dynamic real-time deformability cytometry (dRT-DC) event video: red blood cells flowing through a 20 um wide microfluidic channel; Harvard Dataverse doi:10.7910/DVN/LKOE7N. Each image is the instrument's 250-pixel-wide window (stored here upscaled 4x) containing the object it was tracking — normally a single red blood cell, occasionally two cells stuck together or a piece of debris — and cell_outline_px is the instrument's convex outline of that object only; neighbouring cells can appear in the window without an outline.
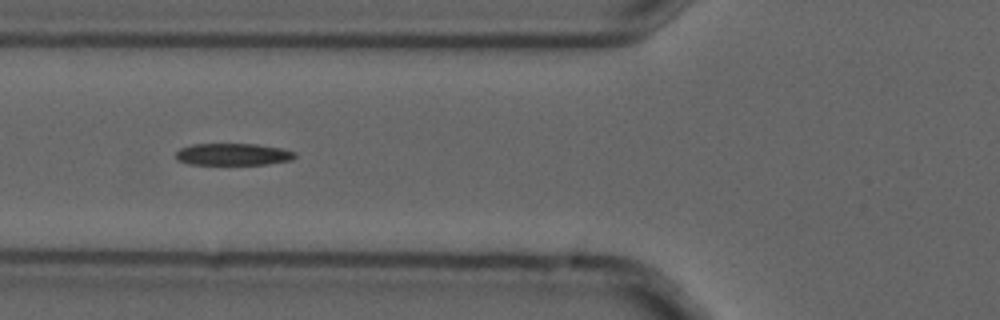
{"species": "common noctule bat (a hibernating species)", "species_latin": "Nyctalus noctula", "temperature_condition": "cold", "stored_images_in_passage": 7, "camera_frame_rate_fps": 3000, "um_per_image_px": 0.085, "animal": {"sex": "male", "forearm_length_mm": 52.5}, "frame": {"image": 1, "passage_image": 5, "time_ms": 1.333, "image_size_px": [1000, 320], "cell_outline_px": [[296, 156], [292, 160], [268, 164], [188, 164], [176, 160], [176, 152], [180, 148], [192, 144], [256, 144], [280, 148], [296, 152]], "centroid_in_image_um": [19.8, 13.12], "position_along_channel_um": 106.0, "area_um2": 15.26}}
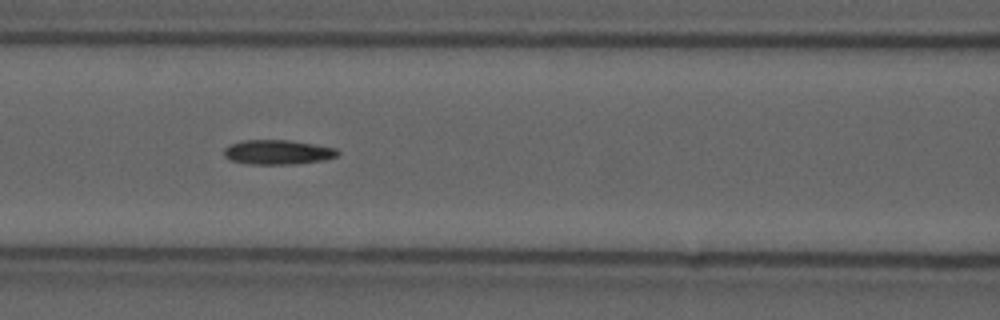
{"frame": {"image": 2, "passage_image": 6, "time_ms": 1.667, "image_size_px": [1000, 320], "cell_outline_px": [[340, 152], [336, 156], [324, 160], [296, 164], [248, 164], [232, 160], [224, 156], [224, 148], [228, 144], [244, 140], [288, 140], [336, 148]], "centroid_in_image_um": [23.59, 12.93], "position_along_channel_um": 143.0, "area_um2": 16.24}}
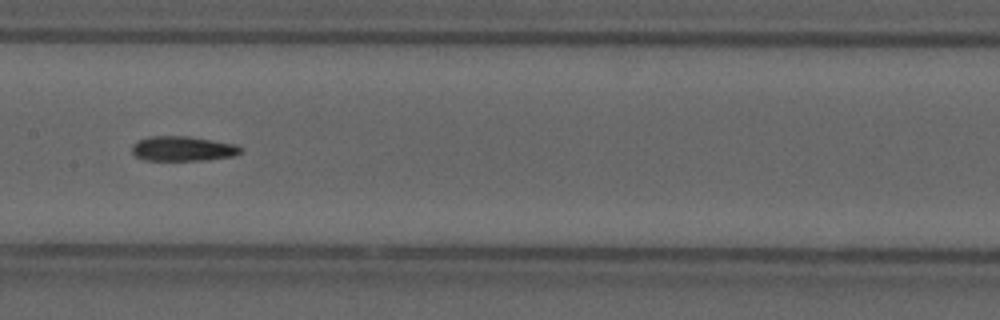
{"frame": {"image": 3, "passage_image": 7, "time_ms": 2.0, "image_size_px": [1000, 320], "cell_outline_px": [[244, 152], [236, 156], [208, 160], [144, 160], [136, 156], [132, 152], [132, 144], [148, 136], [188, 136], [236, 144], [244, 148]], "centroid_in_image_um": [15.61, 12.64], "position_along_channel_um": 191.8, "area_um2": 15.95}}